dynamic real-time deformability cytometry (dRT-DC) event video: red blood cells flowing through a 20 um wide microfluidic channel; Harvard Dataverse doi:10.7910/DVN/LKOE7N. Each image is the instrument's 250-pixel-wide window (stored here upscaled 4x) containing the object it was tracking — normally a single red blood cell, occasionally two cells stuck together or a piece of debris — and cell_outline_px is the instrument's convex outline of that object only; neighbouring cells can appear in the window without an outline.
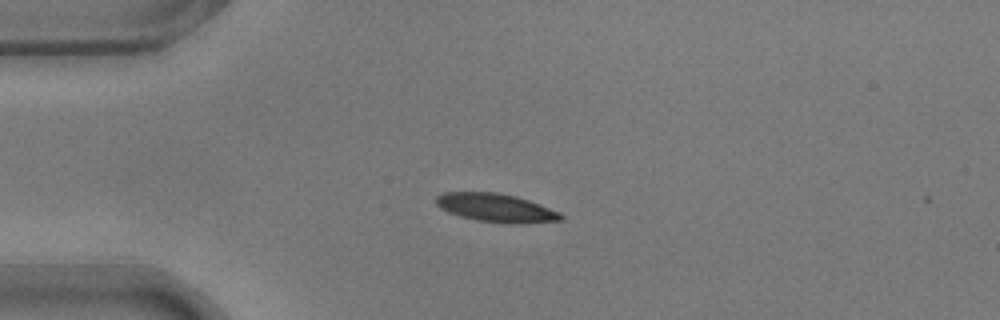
{"species": "common noctule bat (a hibernating species)", "species_latin": "Nyctalus noctula", "temperature_condition": "warm", "stored_images_in_passage": 4, "camera_frame_rate_fps": 3000, "um_per_image_px": 0.085, "animal": {"sex": "male", "body_mass_g": 17.9}, "frame": {"image": 1, "passage_image": 2, "time_ms": 0.333, "image_size_px": [1000, 320], "cell_outline_px": [[564, 220], [520, 224], [508, 224], [476, 220], [460, 216], [448, 212], [440, 208], [436, 204], [436, 196], [444, 192], [496, 192], [516, 196], [528, 200], [560, 212], [564, 216]], "centroid_in_image_um": [42.17, 17.67], "position_along_channel_um": 42.8, "area_um2": 20.81}}